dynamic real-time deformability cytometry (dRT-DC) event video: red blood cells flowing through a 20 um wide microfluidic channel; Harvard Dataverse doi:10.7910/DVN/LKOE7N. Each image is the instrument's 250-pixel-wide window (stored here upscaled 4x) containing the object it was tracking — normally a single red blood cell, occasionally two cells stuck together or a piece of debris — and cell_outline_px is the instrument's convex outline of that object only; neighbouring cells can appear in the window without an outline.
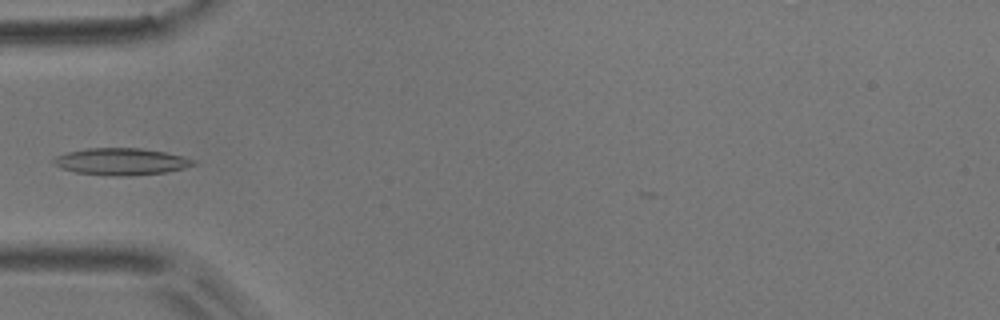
{"species": "common noctule bat (a hibernating species)", "species_latin": "Nyctalus noctula", "temperature_condition": "room temperature", "stored_images_in_passage": 5, "camera_frame_rate_fps": 3000, "um_per_image_px": 0.085, "animal": {"sex": "male", "body_mass_g": 17.9}, "frame": {"image": 1, "passage_image": 5, "time_ms": 1.333, "image_size_px": [1000, 320], "cell_outline_px": [[196, 164], [184, 168], [168, 172], [128, 176], [116, 176], [76, 172], [60, 168], [52, 160], [56, 156], [68, 152], [84, 148], [140, 148], [164, 152], [184, 156], [196, 160]], "centroid_in_image_um": [10.33, 13.73], "position_along_channel_um": 74.7, "area_um2": 21.91}}